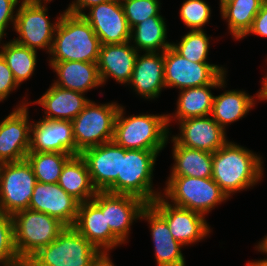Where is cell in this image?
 Masks as SVG:
<instances>
[{"label":"cell","instance_id":"obj_12","mask_svg":"<svg viewBox=\"0 0 267 266\" xmlns=\"http://www.w3.org/2000/svg\"><path fill=\"white\" fill-rule=\"evenodd\" d=\"M72 227L100 251H109L123 244L106 224L105 191H97L92 200L79 204Z\"/></svg>","mask_w":267,"mask_h":266},{"label":"cell","instance_id":"obj_10","mask_svg":"<svg viewBox=\"0 0 267 266\" xmlns=\"http://www.w3.org/2000/svg\"><path fill=\"white\" fill-rule=\"evenodd\" d=\"M36 183L35 174L26 159L4 163L0 179V212L13 215L28 209Z\"/></svg>","mask_w":267,"mask_h":266},{"label":"cell","instance_id":"obj_20","mask_svg":"<svg viewBox=\"0 0 267 266\" xmlns=\"http://www.w3.org/2000/svg\"><path fill=\"white\" fill-rule=\"evenodd\" d=\"M144 200L128 194H114L105 191V219L111 232L124 244L135 219H141Z\"/></svg>","mask_w":267,"mask_h":266},{"label":"cell","instance_id":"obj_16","mask_svg":"<svg viewBox=\"0 0 267 266\" xmlns=\"http://www.w3.org/2000/svg\"><path fill=\"white\" fill-rule=\"evenodd\" d=\"M83 18L91 25L101 45L130 41L128 25L120 0H109L89 8Z\"/></svg>","mask_w":267,"mask_h":266},{"label":"cell","instance_id":"obj_27","mask_svg":"<svg viewBox=\"0 0 267 266\" xmlns=\"http://www.w3.org/2000/svg\"><path fill=\"white\" fill-rule=\"evenodd\" d=\"M58 184L80 203L92 200L97 192L91 182L87 164L81 155H74L65 163Z\"/></svg>","mask_w":267,"mask_h":266},{"label":"cell","instance_id":"obj_14","mask_svg":"<svg viewBox=\"0 0 267 266\" xmlns=\"http://www.w3.org/2000/svg\"><path fill=\"white\" fill-rule=\"evenodd\" d=\"M28 103L22 102L0 122V161L18 162L26 159L31 145Z\"/></svg>","mask_w":267,"mask_h":266},{"label":"cell","instance_id":"obj_37","mask_svg":"<svg viewBox=\"0 0 267 266\" xmlns=\"http://www.w3.org/2000/svg\"><path fill=\"white\" fill-rule=\"evenodd\" d=\"M211 16L210 6L203 0H186L180 9V17L186 27L194 30H204V26Z\"/></svg>","mask_w":267,"mask_h":266},{"label":"cell","instance_id":"obj_28","mask_svg":"<svg viewBox=\"0 0 267 266\" xmlns=\"http://www.w3.org/2000/svg\"><path fill=\"white\" fill-rule=\"evenodd\" d=\"M174 165L170 176H187L196 178L212 177V153L191 149L173 141Z\"/></svg>","mask_w":267,"mask_h":266},{"label":"cell","instance_id":"obj_1","mask_svg":"<svg viewBox=\"0 0 267 266\" xmlns=\"http://www.w3.org/2000/svg\"><path fill=\"white\" fill-rule=\"evenodd\" d=\"M261 157L227 141L212 153V179L230 197L259 182L263 175Z\"/></svg>","mask_w":267,"mask_h":266},{"label":"cell","instance_id":"obj_34","mask_svg":"<svg viewBox=\"0 0 267 266\" xmlns=\"http://www.w3.org/2000/svg\"><path fill=\"white\" fill-rule=\"evenodd\" d=\"M210 37L203 30L189 31L178 44L171 47L184 58L193 62H208Z\"/></svg>","mask_w":267,"mask_h":266},{"label":"cell","instance_id":"obj_45","mask_svg":"<svg viewBox=\"0 0 267 266\" xmlns=\"http://www.w3.org/2000/svg\"><path fill=\"white\" fill-rule=\"evenodd\" d=\"M247 266H267V260L261 259L247 263Z\"/></svg>","mask_w":267,"mask_h":266},{"label":"cell","instance_id":"obj_47","mask_svg":"<svg viewBox=\"0 0 267 266\" xmlns=\"http://www.w3.org/2000/svg\"><path fill=\"white\" fill-rule=\"evenodd\" d=\"M3 165H4V162L0 161V179H1V171H2Z\"/></svg>","mask_w":267,"mask_h":266},{"label":"cell","instance_id":"obj_30","mask_svg":"<svg viewBox=\"0 0 267 266\" xmlns=\"http://www.w3.org/2000/svg\"><path fill=\"white\" fill-rule=\"evenodd\" d=\"M164 20L162 16H153L131 28L130 42L134 40L133 47L138 52H164L171 46L166 40L167 28Z\"/></svg>","mask_w":267,"mask_h":266},{"label":"cell","instance_id":"obj_26","mask_svg":"<svg viewBox=\"0 0 267 266\" xmlns=\"http://www.w3.org/2000/svg\"><path fill=\"white\" fill-rule=\"evenodd\" d=\"M225 75L226 73H222L212 84L181 90L174 118L181 121L189 118L209 116L214 100V95H212L210 89L225 86Z\"/></svg>","mask_w":267,"mask_h":266},{"label":"cell","instance_id":"obj_11","mask_svg":"<svg viewBox=\"0 0 267 266\" xmlns=\"http://www.w3.org/2000/svg\"><path fill=\"white\" fill-rule=\"evenodd\" d=\"M226 70L208 62H193L178 54L171 46L164 51L166 88L184 90L212 84Z\"/></svg>","mask_w":267,"mask_h":266},{"label":"cell","instance_id":"obj_33","mask_svg":"<svg viewBox=\"0 0 267 266\" xmlns=\"http://www.w3.org/2000/svg\"><path fill=\"white\" fill-rule=\"evenodd\" d=\"M74 155L60 152L29 151L26 160L40 183H58L65 163Z\"/></svg>","mask_w":267,"mask_h":266},{"label":"cell","instance_id":"obj_3","mask_svg":"<svg viewBox=\"0 0 267 266\" xmlns=\"http://www.w3.org/2000/svg\"><path fill=\"white\" fill-rule=\"evenodd\" d=\"M120 106L113 141L125 149L160 152L168 142L171 115H131L125 117ZM125 117V118H124Z\"/></svg>","mask_w":267,"mask_h":266},{"label":"cell","instance_id":"obj_23","mask_svg":"<svg viewBox=\"0 0 267 266\" xmlns=\"http://www.w3.org/2000/svg\"><path fill=\"white\" fill-rule=\"evenodd\" d=\"M145 99L158 98L162 88H166L164 80V52H146L138 54L132 77L128 83Z\"/></svg>","mask_w":267,"mask_h":266},{"label":"cell","instance_id":"obj_2","mask_svg":"<svg viewBox=\"0 0 267 266\" xmlns=\"http://www.w3.org/2000/svg\"><path fill=\"white\" fill-rule=\"evenodd\" d=\"M100 48V39L83 16L64 11L58 17L49 62L97 63Z\"/></svg>","mask_w":267,"mask_h":266},{"label":"cell","instance_id":"obj_32","mask_svg":"<svg viewBox=\"0 0 267 266\" xmlns=\"http://www.w3.org/2000/svg\"><path fill=\"white\" fill-rule=\"evenodd\" d=\"M0 54L11 69L15 81L20 85L32 76L37 63V51L9 41L2 44Z\"/></svg>","mask_w":267,"mask_h":266},{"label":"cell","instance_id":"obj_22","mask_svg":"<svg viewBox=\"0 0 267 266\" xmlns=\"http://www.w3.org/2000/svg\"><path fill=\"white\" fill-rule=\"evenodd\" d=\"M140 218L150 224L157 266H185L181 253L183 245L174 239L166 220L150 204L143 209Z\"/></svg>","mask_w":267,"mask_h":266},{"label":"cell","instance_id":"obj_8","mask_svg":"<svg viewBox=\"0 0 267 266\" xmlns=\"http://www.w3.org/2000/svg\"><path fill=\"white\" fill-rule=\"evenodd\" d=\"M160 152L121 147V176H117V194H128L152 203L161 192L152 189L153 170Z\"/></svg>","mask_w":267,"mask_h":266},{"label":"cell","instance_id":"obj_24","mask_svg":"<svg viewBox=\"0 0 267 266\" xmlns=\"http://www.w3.org/2000/svg\"><path fill=\"white\" fill-rule=\"evenodd\" d=\"M90 102L84 93L52 86L34 103L45 108L46 120L72 121Z\"/></svg>","mask_w":267,"mask_h":266},{"label":"cell","instance_id":"obj_25","mask_svg":"<svg viewBox=\"0 0 267 266\" xmlns=\"http://www.w3.org/2000/svg\"><path fill=\"white\" fill-rule=\"evenodd\" d=\"M58 76L56 86L85 93L102 85L97 63L82 61L49 62Z\"/></svg>","mask_w":267,"mask_h":266},{"label":"cell","instance_id":"obj_19","mask_svg":"<svg viewBox=\"0 0 267 266\" xmlns=\"http://www.w3.org/2000/svg\"><path fill=\"white\" fill-rule=\"evenodd\" d=\"M33 152H60L75 155L72 123L68 120L42 119L31 126Z\"/></svg>","mask_w":267,"mask_h":266},{"label":"cell","instance_id":"obj_48","mask_svg":"<svg viewBox=\"0 0 267 266\" xmlns=\"http://www.w3.org/2000/svg\"><path fill=\"white\" fill-rule=\"evenodd\" d=\"M28 1H35V2H41L42 0H28ZM45 3L51 1V0H43Z\"/></svg>","mask_w":267,"mask_h":266},{"label":"cell","instance_id":"obj_5","mask_svg":"<svg viewBox=\"0 0 267 266\" xmlns=\"http://www.w3.org/2000/svg\"><path fill=\"white\" fill-rule=\"evenodd\" d=\"M120 105L115 102L98 105L91 101L71 121L75 155L84 150L113 141L115 120Z\"/></svg>","mask_w":267,"mask_h":266},{"label":"cell","instance_id":"obj_7","mask_svg":"<svg viewBox=\"0 0 267 266\" xmlns=\"http://www.w3.org/2000/svg\"><path fill=\"white\" fill-rule=\"evenodd\" d=\"M166 199L173 205L206 215L229 197L211 178L170 176L164 189Z\"/></svg>","mask_w":267,"mask_h":266},{"label":"cell","instance_id":"obj_29","mask_svg":"<svg viewBox=\"0 0 267 266\" xmlns=\"http://www.w3.org/2000/svg\"><path fill=\"white\" fill-rule=\"evenodd\" d=\"M255 96H249L245 91L227 90L214 96L211 117L224 129L244 117L255 105Z\"/></svg>","mask_w":267,"mask_h":266},{"label":"cell","instance_id":"obj_13","mask_svg":"<svg viewBox=\"0 0 267 266\" xmlns=\"http://www.w3.org/2000/svg\"><path fill=\"white\" fill-rule=\"evenodd\" d=\"M150 205L166 220L170 233L183 246L198 242L210 233L205 215L170 204L163 195Z\"/></svg>","mask_w":267,"mask_h":266},{"label":"cell","instance_id":"obj_17","mask_svg":"<svg viewBox=\"0 0 267 266\" xmlns=\"http://www.w3.org/2000/svg\"><path fill=\"white\" fill-rule=\"evenodd\" d=\"M79 204L58 183L37 182L28 209L48 214L66 227H72L77 218Z\"/></svg>","mask_w":267,"mask_h":266},{"label":"cell","instance_id":"obj_40","mask_svg":"<svg viewBox=\"0 0 267 266\" xmlns=\"http://www.w3.org/2000/svg\"><path fill=\"white\" fill-rule=\"evenodd\" d=\"M251 33L262 37H267V0L263 1L260 11L253 20L251 29L244 37Z\"/></svg>","mask_w":267,"mask_h":266},{"label":"cell","instance_id":"obj_42","mask_svg":"<svg viewBox=\"0 0 267 266\" xmlns=\"http://www.w3.org/2000/svg\"><path fill=\"white\" fill-rule=\"evenodd\" d=\"M91 266H114L109 258L108 251H101L91 263Z\"/></svg>","mask_w":267,"mask_h":266},{"label":"cell","instance_id":"obj_36","mask_svg":"<svg viewBox=\"0 0 267 266\" xmlns=\"http://www.w3.org/2000/svg\"><path fill=\"white\" fill-rule=\"evenodd\" d=\"M120 2L130 29L147 18L161 16L159 0H120Z\"/></svg>","mask_w":267,"mask_h":266},{"label":"cell","instance_id":"obj_6","mask_svg":"<svg viewBox=\"0 0 267 266\" xmlns=\"http://www.w3.org/2000/svg\"><path fill=\"white\" fill-rule=\"evenodd\" d=\"M100 252L73 227H66L54 241L41 248L25 264L27 266H91Z\"/></svg>","mask_w":267,"mask_h":266},{"label":"cell","instance_id":"obj_9","mask_svg":"<svg viewBox=\"0 0 267 266\" xmlns=\"http://www.w3.org/2000/svg\"><path fill=\"white\" fill-rule=\"evenodd\" d=\"M43 2L23 0L16 10L14 30L19 34V38L13 41L37 51V49H47L50 53L55 29L58 23H50L47 7Z\"/></svg>","mask_w":267,"mask_h":266},{"label":"cell","instance_id":"obj_15","mask_svg":"<svg viewBox=\"0 0 267 266\" xmlns=\"http://www.w3.org/2000/svg\"><path fill=\"white\" fill-rule=\"evenodd\" d=\"M85 160L93 187L97 191L117 194V176H121V146L110 141L84 150Z\"/></svg>","mask_w":267,"mask_h":266},{"label":"cell","instance_id":"obj_18","mask_svg":"<svg viewBox=\"0 0 267 266\" xmlns=\"http://www.w3.org/2000/svg\"><path fill=\"white\" fill-rule=\"evenodd\" d=\"M179 124L180 134L172 139L184 147L214 153L228 141L225 130L212 117L189 118Z\"/></svg>","mask_w":267,"mask_h":266},{"label":"cell","instance_id":"obj_43","mask_svg":"<svg viewBox=\"0 0 267 266\" xmlns=\"http://www.w3.org/2000/svg\"><path fill=\"white\" fill-rule=\"evenodd\" d=\"M257 98L259 100H267V75L263 78V87L259 90Z\"/></svg>","mask_w":267,"mask_h":266},{"label":"cell","instance_id":"obj_38","mask_svg":"<svg viewBox=\"0 0 267 266\" xmlns=\"http://www.w3.org/2000/svg\"><path fill=\"white\" fill-rule=\"evenodd\" d=\"M18 86L11 69L0 54V101L5 100Z\"/></svg>","mask_w":267,"mask_h":266},{"label":"cell","instance_id":"obj_35","mask_svg":"<svg viewBox=\"0 0 267 266\" xmlns=\"http://www.w3.org/2000/svg\"><path fill=\"white\" fill-rule=\"evenodd\" d=\"M24 264L15 249L12 215L0 212V266Z\"/></svg>","mask_w":267,"mask_h":266},{"label":"cell","instance_id":"obj_21","mask_svg":"<svg viewBox=\"0 0 267 266\" xmlns=\"http://www.w3.org/2000/svg\"><path fill=\"white\" fill-rule=\"evenodd\" d=\"M138 53L130 41L101 45L97 67L102 85L109 77L128 85Z\"/></svg>","mask_w":267,"mask_h":266},{"label":"cell","instance_id":"obj_41","mask_svg":"<svg viewBox=\"0 0 267 266\" xmlns=\"http://www.w3.org/2000/svg\"><path fill=\"white\" fill-rule=\"evenodd\" d=\"M107 1L109 0H76L72 2L71 4H69V7L65 11L73 15L82 16L84 14L83 9L91 8L95 5H98L100 3H104Z\"/></svg>","mask_w":267,"mask_h":266},{"label":"cell","instance_id":"obj_4","mask_svg":"<svg viewBox=\"0 0 267 266\" xmlns=\"http://www.w3.org/2000/svg\"><path fill=\"white\" fill-rule=\"evenodd\" d=\"M12 220L15 249L24 264L66 228L58 219L31 209L18 211Z\"/></svg>","mask_w":267,"mask_h":266},{"label":"cell","instance_id":"obj_39","mask_svg":"<svg viewBox=\"0 0 267 266\" xmlns=\"http://www.w3.org/2000/svg\"><path fill=\"white\" fill-rule=\"evenodd\" d=\"M18 3L19 0H0V42L6 34L5 29L8 28L9 22H13V27L15 25L14 10Z\"/></svg>","mask_w":267,"mask_h":266},{"label":"cell","instance_id":"obj_44","mask_svg":"<svg viewBox=\"0 0 267 266\" xmlns=\"http://www.w3.org/2000/svg\"><path fill=\"white\" fill-rule=\"evenodd\" d=\"M257 249L258 251L267 254V236H265L263 240H261V242L258 243ZM264 260H267V258L266 259L264 258Z\"/></svg>","mask_w":267,"mask_h":266},{"label":"cell","instance_id":"obj_31","mask_svg":"<svg viewBox=\"0 0 267 266\" xmlns=\"http://www.w3.org/2000/svg\"><path fill=\"white\" fill-rule=\"evenodd\" d=\"M264 0H232L220 8L222 19L235 39H242L251 29L253 20Z\"/></svg>","mask_w":267,"mask_h":266},{"label":"cell","instance_id":"obj_46","mask_svg":"<svg viewBox=\"0 0 267 266\" xmlns=\"http://www.w3.org/2000/svg\"><path fill=\"white\" fill-rule=\"evenodd\" d=\"M230 1H232V0H220V8H221L224 4H226V3L230 2Z\"/></svg>","mask_w":267,"mask_h":266}]
</instances>
